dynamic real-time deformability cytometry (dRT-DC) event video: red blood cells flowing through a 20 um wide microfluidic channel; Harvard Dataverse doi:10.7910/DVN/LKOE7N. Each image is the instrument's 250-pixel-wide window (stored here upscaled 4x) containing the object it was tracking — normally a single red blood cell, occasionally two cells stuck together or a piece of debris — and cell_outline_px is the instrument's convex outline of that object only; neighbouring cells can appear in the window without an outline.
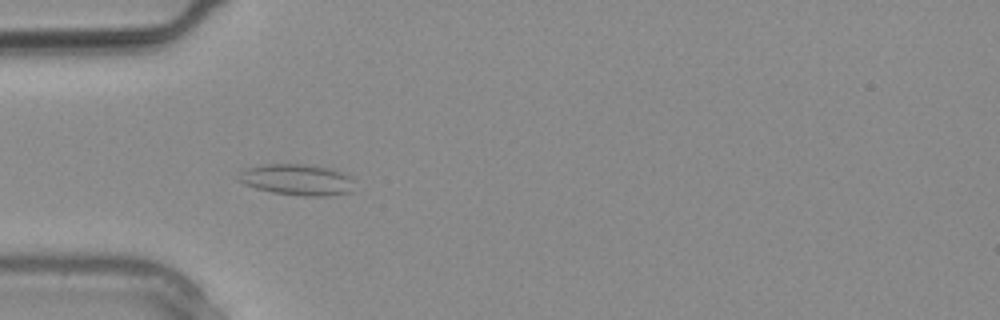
{"species": "common noctule bat (a hibernating species)", "species_latin": "Nyctalus noctula", "temperature_condition": "warm", "stored_images_in_passage": 2, "camera_frame_rate_fps": 3000, "um_per_image_px": 0.085, "animal": {"sex": "male", "body_mass_g": 20.4}, "frame": {"image": 1, "passage_image": 2, "time_ms": 0.333, "image_size_px": [1000, 320], "cell_outline_px": [[352, 192], [328, 196], [304, 196], [272, 192], [256, 188], [244, 184], [236, 180], [240, 172], [244, 168], [268, 164], [304, 164], [332, 168], [344, 172], [352, 176]], "centroid_in_image_um": [25.26, 15.27], "position_along_channel_um": 59.7, "area_um2": 21.27}}